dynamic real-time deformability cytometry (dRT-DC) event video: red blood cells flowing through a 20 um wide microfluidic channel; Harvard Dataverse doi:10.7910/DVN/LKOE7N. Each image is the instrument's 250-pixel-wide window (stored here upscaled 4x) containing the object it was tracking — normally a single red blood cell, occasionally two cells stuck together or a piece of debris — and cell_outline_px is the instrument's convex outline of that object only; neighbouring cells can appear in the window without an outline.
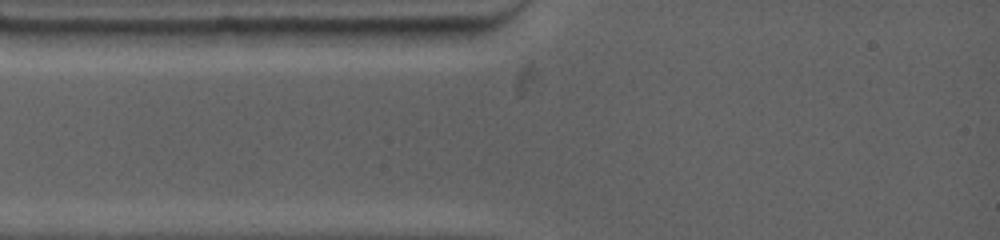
{"species": "common noctule bat (a hibernating species)", "species_latin": "Nyctalus noctula", "temperature_condition": "warm", "stored_images_in_passage": 3, "camera_frame_rate_fps": 4500, "um_per_image_px": 0.085, "animal": {"sex": "female", "body_mass_g": 19.0, "forearm_length_mm": 53.3}, "frame": {"image": 1, "passage_image": 1, "time_ms": 0.0, "image_size_px": [1000, 240], "cell_outline_px": [[476, 28], [468, 36], [452, 44], [428, 48], [376, 44], [368, 28]], "centroid_in_image_um": [35.63, 3.1], "position_along_channel_um": 49.4, "area_um2": 11.96}}